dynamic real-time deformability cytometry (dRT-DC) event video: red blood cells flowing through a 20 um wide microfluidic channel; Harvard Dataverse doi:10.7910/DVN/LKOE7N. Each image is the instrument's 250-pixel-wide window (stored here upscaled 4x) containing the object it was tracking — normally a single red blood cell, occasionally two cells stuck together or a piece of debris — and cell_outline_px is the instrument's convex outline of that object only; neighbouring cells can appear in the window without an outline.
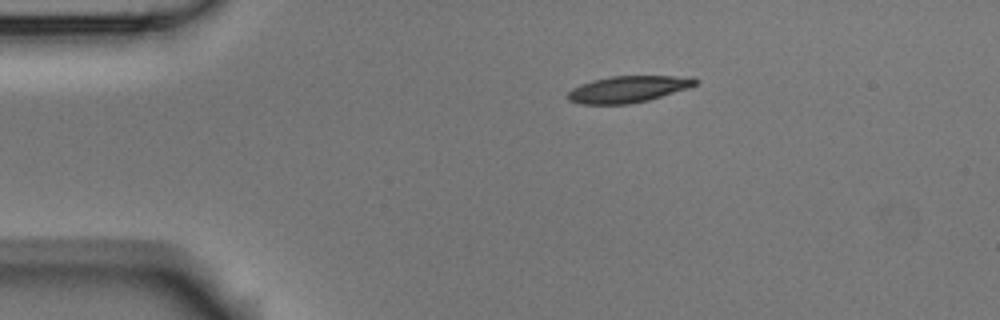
{"species": "Egyptian fruit bat (a non-hibernating species)", "species_latin": "Rousettus aegyptiacus", "temperature_condition": "room temperature", "stored_images_in_passage": 3, "camera_frame_rate_fps": 3000, "um_per_image_px": 0.085, "animal": {"sex": "male"}, "frame": {"image": 1, "passage_image": 1, "time_ms": 0.0, "image_size_px": [1000, 320], "cell_outline_px": [[700, 80], [696, 84], [688, 88], [648, 100], [628, 104], [580, 104], [568, 100], [568, 92], [572, 88], [580, 84], [592, 80], [612, 76], [692, 76]], "centroid_in_image_um": [53.4, 7.57], "position_along_channel_um": 31.6, "area_um2": 19.77}}
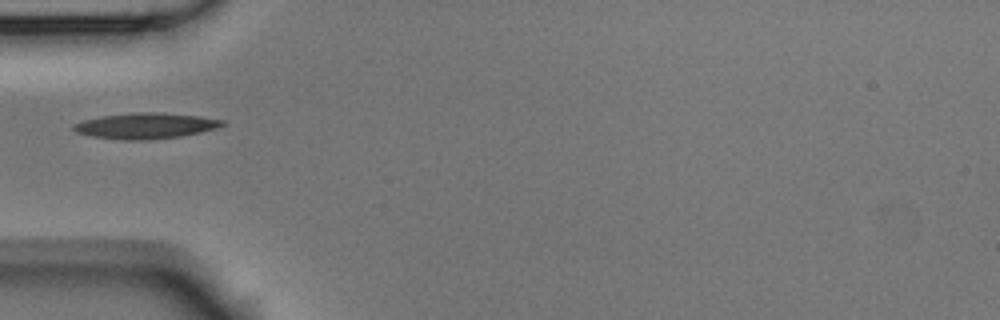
{"frame": {"image": 2, "passage_image": 3, "time_ms": 0.667, "image_size_px": [1000, 320], "cell_outline_px": [[228, 124], [216, 128], [200, 132], [180, 136], [148, 140], [120, 140], [92, 136], [76, 132], [72, 128], [72, 124], [84, 120], [100, 116], [136, 112], [160, 112], [200, 116], [224, 120]], "centroid_in_image_um": [12.38, 10.69], "position_along_channel_um": 72.6, "area_um2": 22.48}}